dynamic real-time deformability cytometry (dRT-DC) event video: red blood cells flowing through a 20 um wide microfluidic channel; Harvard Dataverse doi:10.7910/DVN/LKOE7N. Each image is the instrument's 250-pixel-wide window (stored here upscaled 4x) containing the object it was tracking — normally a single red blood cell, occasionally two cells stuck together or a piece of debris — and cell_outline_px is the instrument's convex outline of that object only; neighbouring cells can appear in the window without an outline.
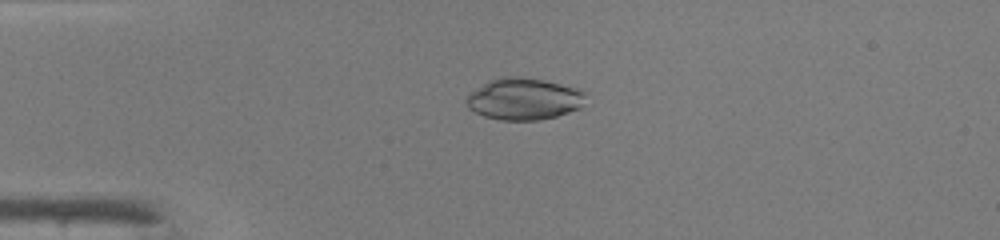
{"species": "common noctule bat (a hibernating species)", "species_latin": "Nyctalus noctula", "temperature_condition": "warm", "stored_images_in_passage": 39, "camera_frame_rate_fps": 3000, "um_per_image_px": 0.085, "animal": {"sex": "male", "body_mass_g": 19.0, "forearm_length_mm": 50.8}, "frame": {"image": 1, "passage_image": 4, "time_ms": 1.0, "image_size_px": [1000, 240], "cell_outline_px": [[584, 96], [580, 108], [556, 116], [540, 120], [500, 120], [484, 116], [468, 108], [464, 100], [472, 92], [488, 80], [504, 76], [516, 76], [544, 80], [576, 88], [584, 92]], "centroid_in_image_um": [44.49, 8.41], "position_along_channel_um": 40.5, "area_um2": 28.78}}
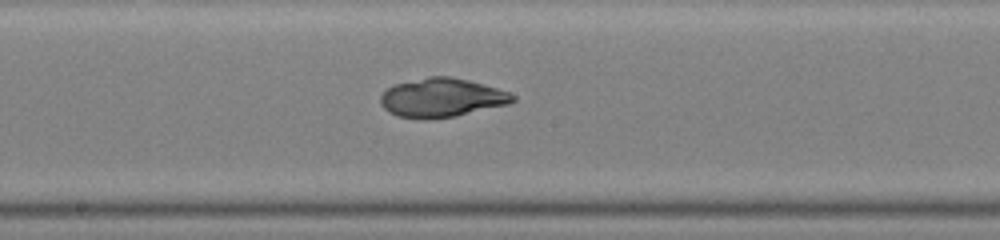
{"frame": {"image": 2, "passage_image": 18, "time_ms": 5.667, "image_size_px": [1000, 240], "cell_outline_px": [[516, 100], [508, 104], [456, 116], [428, 120], [396, 116], [388, 112], [380, 104], [380, 96], [388, 88], [396, 84], [428, 76], [448, 76], [468, 80], [496, 88], [508, 92], [516, 96]], "centroid_in_image_um": [37.53, 8.32], "position_along_channel_um": 210.7, "area_um2": 29.94}}
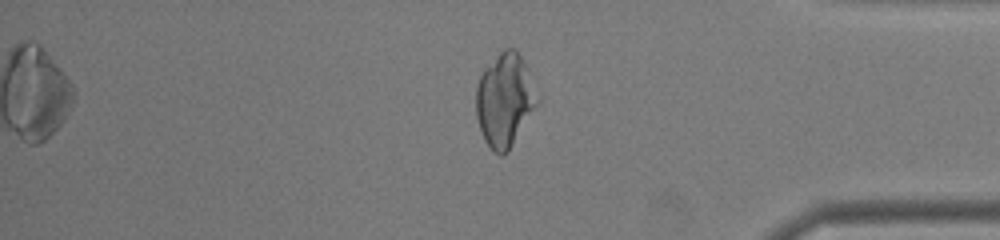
{"frame": {"image": 3, "passage_image": 32, "time_ms": 10.333, "image_size_px": [1000, 240], "cell_outline_px": [[536, 104], [508, 152], [500, 156], [492, 152], [484, 140], [476, 116], [476, 84], [484, 68], [504, 48], [516, 48], [528, 68]], "centroid_in_image_um": [42.83, 8.5], "position_along_channel_um": 392.4, "area_um2": 32.6}, "authors_computed_cell_mechanics": {"area_um2": 29.8248, "velocity_mm_per_s": 4.3295, "shape_relaxation_time_tau1_ms": 6.0065, "shape_relaxation_time_tau2_ms": 1.19, "deformation_change_tau1": 0.197, "deformation_change_tau2": 0.0455}}